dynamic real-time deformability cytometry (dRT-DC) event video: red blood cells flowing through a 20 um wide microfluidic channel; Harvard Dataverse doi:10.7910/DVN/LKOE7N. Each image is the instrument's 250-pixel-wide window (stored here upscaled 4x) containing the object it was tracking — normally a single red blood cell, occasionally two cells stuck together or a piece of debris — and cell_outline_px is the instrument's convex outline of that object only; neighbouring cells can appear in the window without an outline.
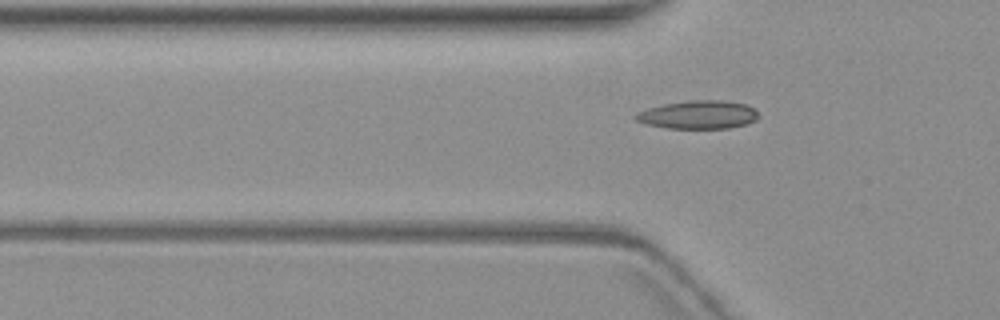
{"species": "common noctule bat (a hibernating species)", "species_latin": "Nyctalus noctula", "temperature_condition": "warm", "stored_images_in_passage": 7, "camera_frame_rate_fps": 3000, "um_per_image_px": 0.085, "animal": {"sex": "female", "body_mass_g": 19.3, "forearm_length_mm": 54.1}, "frame": {"image": 1, "passage_image": 7, "time_ms": 8.333, "image_size_px": [1000, 320], "cell_outline_px": [[760, 116], [756, 120], [744, 124], [728, 128], [668, 128], [644, 124], [636, 120], [632, 116], [636, 112], [648, 108], [664, 104], [692, 100], [724, 100], [744, 104], [752, 108]], "centroid_in_image_um": [59.3, 9.75], "position_along_channel_um": 66.5, "area_um2": 20.17}}